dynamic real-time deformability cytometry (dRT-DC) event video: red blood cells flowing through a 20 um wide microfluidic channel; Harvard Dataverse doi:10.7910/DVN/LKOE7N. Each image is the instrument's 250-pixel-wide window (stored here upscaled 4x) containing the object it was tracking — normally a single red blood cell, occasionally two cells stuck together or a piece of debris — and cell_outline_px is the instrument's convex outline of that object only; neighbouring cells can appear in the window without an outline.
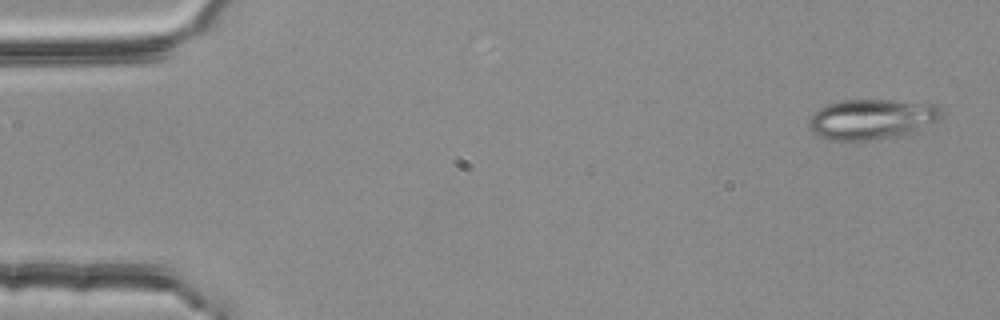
{"species": "common noctule bat (a hibernating species)", "species_latin": "Nyctalus noctula", "temperature_condition": "room temperature", "stored_images_in_passage": 3, "camera_frame_rate_fps": 3000, "um_per_image_px": 0.085, "animal": {"sex": "female", "body_mass_g": 25.1}, "frame": {"image": 1, "passage_image": 1, "time_ms": 0.0, "image_size_px": [1000, 320], "cell_outline_px": [[944, 112], [940, 120], [904, 132], [872, 140], [836, 140], [820, 136], [808, 128], [808, 120], [812, 112], [824, 104], [840, 100], [888, 100], [940, 104]], "centroid_in_image_um": [74.04, 10.08], "position_along_channel_um": 11.0, "area_um2": 30.75}}